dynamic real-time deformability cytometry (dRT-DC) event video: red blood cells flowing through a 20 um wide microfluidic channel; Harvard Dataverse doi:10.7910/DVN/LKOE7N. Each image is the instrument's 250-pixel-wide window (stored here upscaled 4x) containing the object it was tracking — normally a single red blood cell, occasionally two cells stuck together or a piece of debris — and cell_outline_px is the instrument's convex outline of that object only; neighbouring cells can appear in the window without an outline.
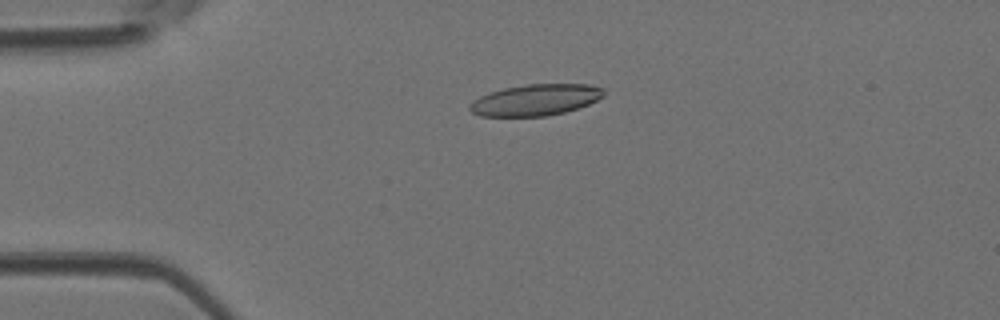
{"species": "Egyptian fruit bat (a non-hibernating species)", "species_latin": "Rousettus aegyptiacus", "temperature_condition": "room temperature", "stored_images_in_passage": 46, "camera_frame_rate_fps": 3000, "um_per_image_px": 0.085, "animal": {"sex": "female"}, "frame": {"image": 1, "passage_image": 11, "time_ms": 3.333, "image_size_px": [1000, 320], "cell_outline_px": [[604, 96], [588, 104], [564, 112], [548, 116], [480, 116], [472, 112], [468, 108], [468, 104], [472, 100], [488, 92], [504, 88], [524, 84], [592, 84], [604, 88]], "centroid_in_image_um": [45.49, 8.48], "position_along_channel_um": 39.5, "area_um2": 24.62}}
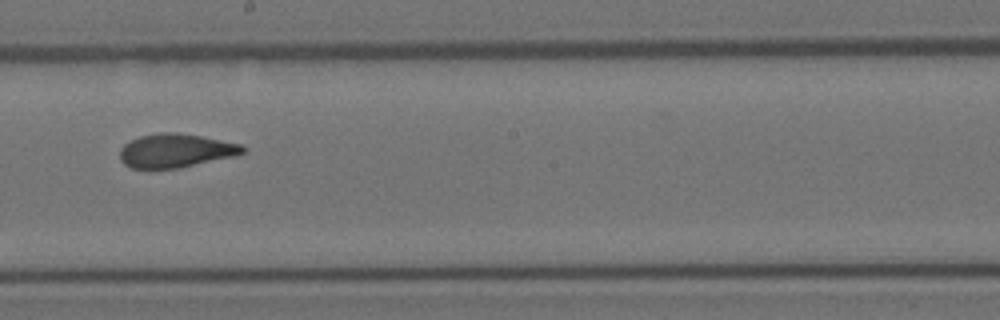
{"frame": {"image": 2, "passage_image": 26, "time_ms": 8.333, "image_size_px": [1000, 320], "cell_outline_px": [[244, 152], [232, 156], [180, 168], [132, 168], [124, 164], [120, 160], [120, 148], [124, 144], [140, 136], [160, 132], [176, 132], [200, 136], [240, 144], [244, 148]], "centroid_in_image_um": [14.88, 12.8], "position_along_channel_um": 233.3, "area_um2": 23.81}}
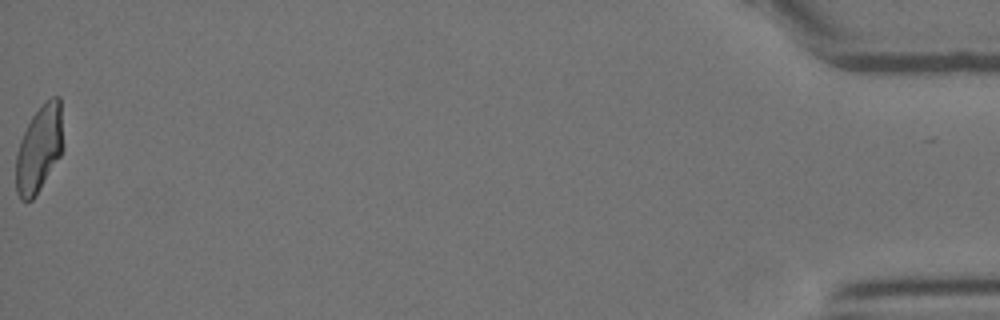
{"frame": {"image": 3, "passage_image": 46, "time_ms": 15.0, "image_size_px": [1000, 320], "cell_outline_px": [[64, 148], [60, 156], [36, 196], [32, 200], [20, 200], [16, 192], [16, 156], [20, 140], [32, 116], [52, 96], [60, 96]], "centroid_in_image_um": [3.34, 12.67], "position_along_channel_um": 431.9, "area_um2": 23.87}}